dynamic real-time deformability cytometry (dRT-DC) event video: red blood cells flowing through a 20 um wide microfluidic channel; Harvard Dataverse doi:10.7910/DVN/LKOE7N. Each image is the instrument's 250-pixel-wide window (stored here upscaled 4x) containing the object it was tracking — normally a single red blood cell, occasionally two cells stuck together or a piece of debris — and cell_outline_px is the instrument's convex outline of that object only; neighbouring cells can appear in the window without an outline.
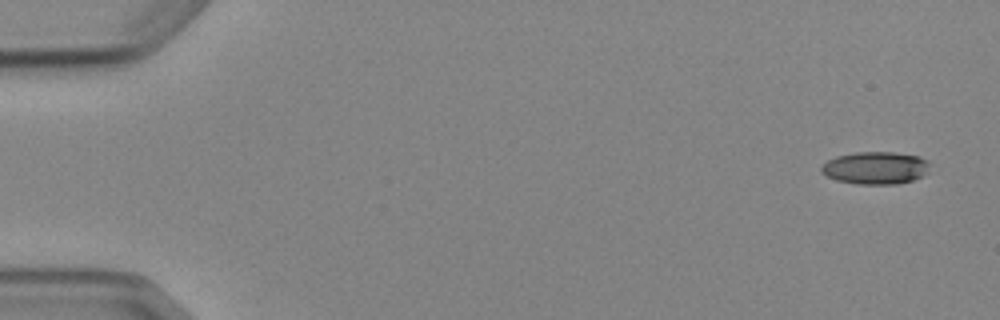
{"species": "Egyptian fruit bat (a non-hibernating species)", "species_latin": "Rousettus aegyptiacus", "temperature_condition": "cold", "stored_images_in_passage": 5, "camera_frame_rate_fps": 3000, "um_per_image_px": 0.085, "animal": {"sex": "female"}, "frame": {"image": 1, "passage_image": 1, "time_ms": 0.0, "image_size_px": [1000, 320], "cell_outline_px": [[928, 164], [924, 172], [920, 176], [912, 180], [896, 184], [856, 184], [836, 180], [820, 172], [820, 168], [828, 160], [836, 156], [856, 152], [896, 152], [920, 156], [928, 160]], "centroid_in_image_um": [74.38, 14.26], "position_along_channel_um": 10.6, "area_um2": 20.4}}
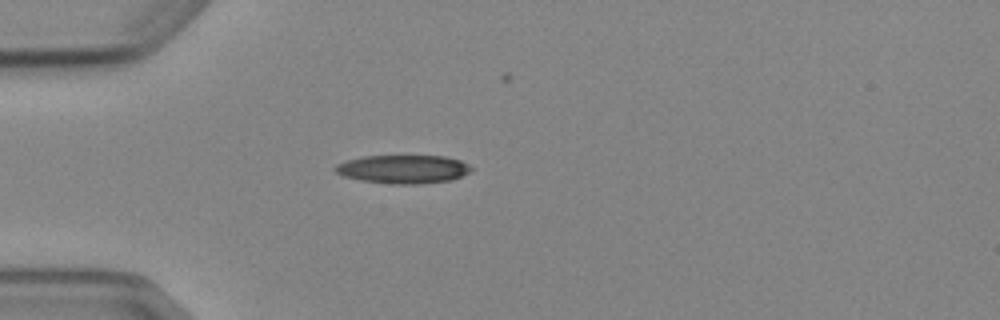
{"frame": {"image": 2, "passage_image": 4, "time_ms": 4.333, "image_size_px": [1000, 320], "cell_outline_px": [[472, 168], [468, 172], [452, 180], [420, 184], [392, 184], [360, 180], [344, 176], [336, 172], [332, 168], [336, 164], [344, 160], [364, 156], [444, 156], [460, 160], [468, 164]], "centroid_in_image_um": [34.23, 14.38], "position_along_channel_um": 50.8, "area_um2": 22.6}}